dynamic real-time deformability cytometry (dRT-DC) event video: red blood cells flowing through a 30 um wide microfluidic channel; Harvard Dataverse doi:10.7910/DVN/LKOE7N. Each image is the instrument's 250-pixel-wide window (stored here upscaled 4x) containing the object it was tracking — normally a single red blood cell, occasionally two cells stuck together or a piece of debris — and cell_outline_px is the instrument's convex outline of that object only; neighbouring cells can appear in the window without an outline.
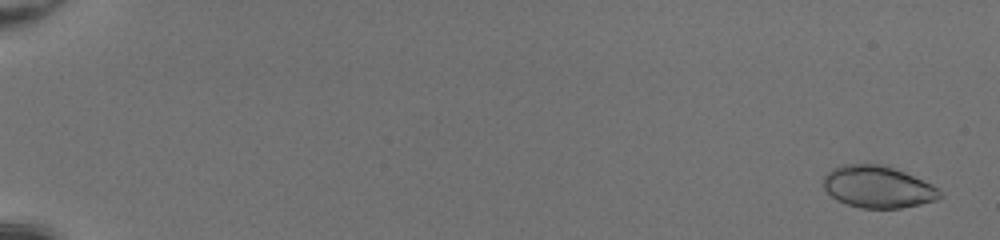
{"species": "common noctule bat (a hibernating species)", "species_latin": "Nyctalus noctula", "temperature_condition": "room temperature", "stored_images_in_passage": 52, "camera_frame_rate_fps": 3000, "um_per_image_px": 0.085, "animal": {"sex": "female", "body_mass_g": 20.0, "forearm_length_mm": 54.0}, "frame": {"image": 1, "passage_image": 3, "time_ms": 0.667, "image_size_px": [1000, 240], "cell_outline_px": [[944, 196], [936, 200], [920, 204], [900, 208], [860, 208], [836, 200], [824, 188], [824, 176], [832, 168], [840, 164], [880, 164], [904, 172], [932, 184]], "centroid_in_image_um": [74.6, 15.89], "position_along_channel_um": 10.4, "area_um2": 28.32}}
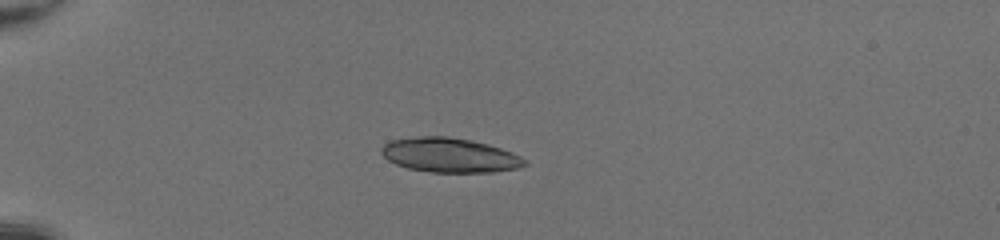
{"frame": {"image": 2, "passage_image": 17, "time_ms": 5.333, "image_size_px": [1000, 240], "cell_outline_px": [[528, 164], [520, 168], [492, 172], [432, 172], [408, 168], [396, 164], [388, 160], [380, 152], [380, 148], [384, 144], [392, 140], [420, 136], [448, 136], [472, 140], [488, 144], [512, 152], [528, 160]], "centroid_in_image_um": [38.25, 13.19], "position_along_channel_um": 46.7, "area_um2": 28.9}}
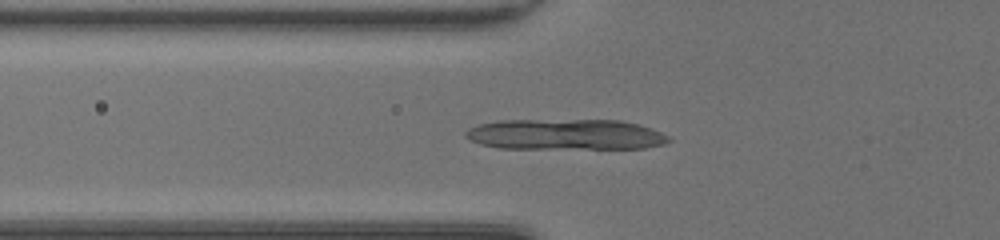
{"frame": {"image": 3, "passage_image": 22, "time_ms": 7.0, "image_size_px": [1000, 240], "cell_outline_px": [[672, 140], [664, 144], [644, 148], [500, 148], [480, 144], [464, 136], [464, 132], [468, 128], [480, 124], [496, 120], [620, 120], [652, 128], [668, 136]], "centroid_in_image_um": [48.05, 11.43], "position_along_channel_um": 77.8, "area_um2": 36.36}}